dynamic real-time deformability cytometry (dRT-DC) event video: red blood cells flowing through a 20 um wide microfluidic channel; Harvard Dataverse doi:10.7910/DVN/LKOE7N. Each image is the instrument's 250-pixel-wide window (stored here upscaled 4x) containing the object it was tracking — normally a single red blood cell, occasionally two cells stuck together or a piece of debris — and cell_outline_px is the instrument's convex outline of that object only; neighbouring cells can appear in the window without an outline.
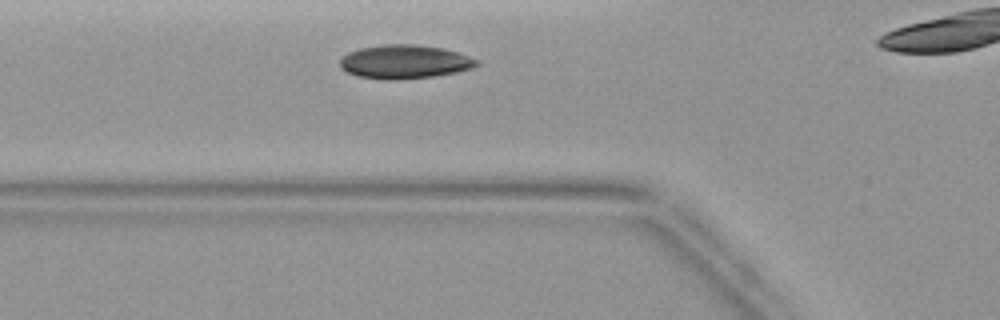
{"species": "common noctule bat (a hibernating species)", "species_latin": "Nyctalus noctula", "temperature_condition": "warm", "stored_images_in_passage": 22, "camera_frame_rate_fps": 3000, "um_per_image_px": 0.085, "animal": {"sex": "female", "body_mass_g": 19.9}, "frame": {"image": 1, "passage_image": 4, "time_ms": 1.0, "image_size_px": [1000, 320], "cell_outline_px": [[480, 64], [472, 68], [456, 72], [436, 76], [396, 80], [388, 80], [356, 76], [340, 68], [340, 56], [348, 52], [360, 48], [380, 44], [416, 44], [444, 48], [480, 60]], "centroid_in_image_um": [34.38, 5.25], "position_along_channel_um": 91.4, "area_um2": 27.22}}